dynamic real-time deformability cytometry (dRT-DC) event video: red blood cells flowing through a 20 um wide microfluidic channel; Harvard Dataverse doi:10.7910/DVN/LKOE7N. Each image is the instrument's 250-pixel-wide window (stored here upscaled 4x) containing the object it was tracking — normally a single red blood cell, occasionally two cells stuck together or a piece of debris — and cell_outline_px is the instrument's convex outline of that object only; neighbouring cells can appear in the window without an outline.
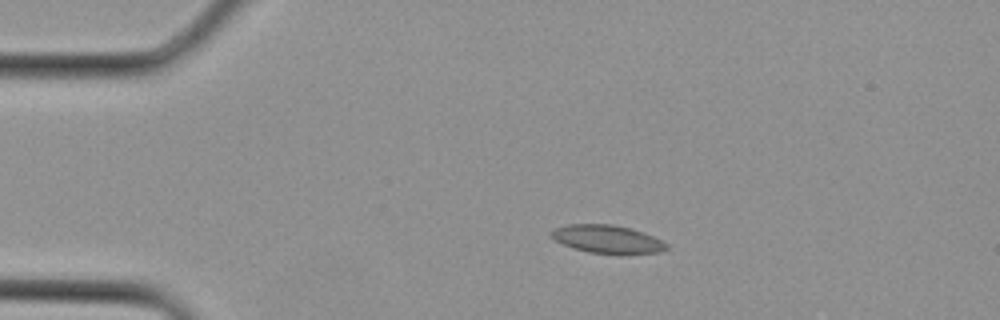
{"species": "Egyptian fruit bat (a non-hibernating species)", "species_latin": "Rousettus aegyptiacus", "temperature_condition": "cold", "stored_images_in_passage": 2, "camera_frame_rate_fps": 3000, "um_per_image_px": 0.085, "animal": {"sex": "female"}, "frame": {"image": 1, "passage_image": 2, "time_ms": 0.333, "image_size_px": [1000, 320], "cell_outline_px": [[668, 248], [660, 252], [588, 252], [572, 248], [548, 236], [548, 232], [556, 228], [568, 224], [612, 224], [632, 228], [652, 236], [668, 244]], "centroid_in_image_um": [51.55, 20.29], "position_along_channel_um": 33.4, "area_um2": 18.38}}